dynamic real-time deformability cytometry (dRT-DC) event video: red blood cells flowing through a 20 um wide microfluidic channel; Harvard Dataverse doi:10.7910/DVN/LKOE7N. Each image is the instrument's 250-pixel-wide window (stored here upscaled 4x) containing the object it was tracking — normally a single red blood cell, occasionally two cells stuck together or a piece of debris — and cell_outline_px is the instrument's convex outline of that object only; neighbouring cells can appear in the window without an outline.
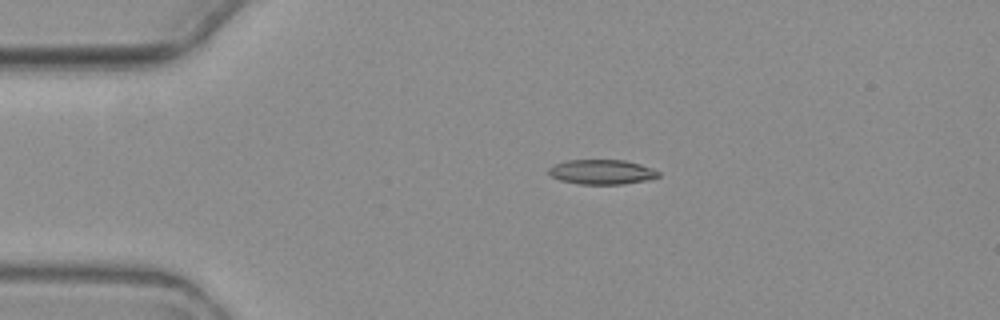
{"species": "common noctule bat (a hibernating species)", "species_latin": "Nyctalus noctula", "temperature_condition": "warm", "stored_images_in_passage": 5, "camera_frame_rate_fps": 3000, "um_per_image_px": 0.085, "animal": {"sex": "female", "body_mass_g": 19.3, "forearm_length_mm": 54.1}, "frame": {"image": 1, "passage_image": 3, "time_ms": 2.333, "image_size_px": [1000, 320], "cell_outline_px": [[660, 176], [644, 180], [624, 184], [580, 184], [560, 180], [552, 176], [548, 172], [548, 168], [556, 164], [568, 160], [624, 160], [640, 164], [652, 168], [660, 172]], "centroid_in_image_um": [51.16, 14.61], "position_along_channel_um": 33.8, "area_um2": 15.66}}
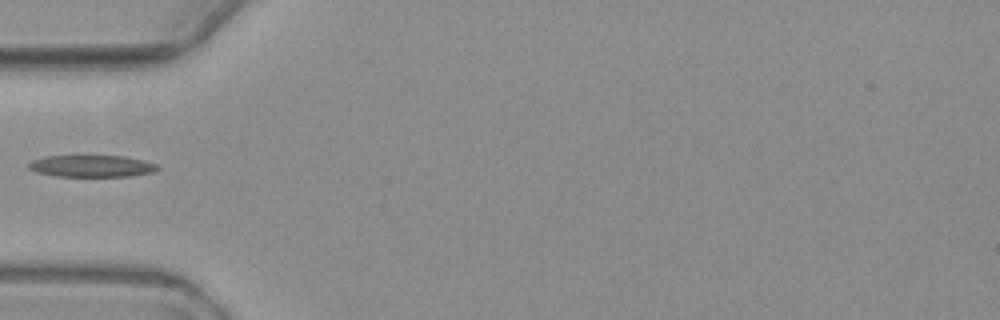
{"frame": {"image": 2, "passage_image": 5, "time_ms": 4.667, "image_size_px": [1000, 320], "cell_outline_px": [[160, 168], [152, 172], [128, 176], [56, 176], [36, 172], [28, 168], [28, 164], [32, 160], [48, 156], [124, 156], [156, 164]], "centroid_in_image_um": [7.76, 14.12], "position_along_channel_um": 77.2, "area_um2": 16.13}}